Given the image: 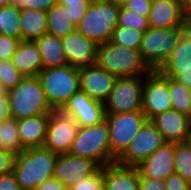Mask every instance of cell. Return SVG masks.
<instances>
[{
  "instance_id": "obj_1",
  "label": "cell",
  "mask_w": 191,
  "mask_h": 190,
  "mask_svg": "<svg viewBox=\"0 0 191 190\" xmlns=\"http://www.w3.org/2000/svg\"><path fill=\"white\" fill-rule=\"evenodd\" d=\"M58 154L44 148L24 149L15 157L14 173L22 190H35L41 183L54 177Z\"/></svg>"
},
{
  "instance_id": "obj_2",
  "label": "cell",
  "mask_w": 191,
  "mask_h": 190,
  "mask_svg": "<svg viewBox=\"0 0 191 190\" xmlns=\"http://www.w3.org/2000/svg\"><path fill=\"white\" fill-rule=\"evenodd\" d=\"M96 64L116 77L147 75L151 71L139 50L114 44L110 40L98 45Z\"/></svg>"
},
{
  "instance_id": "obj_3",
  "label": "cell",
  "mask_w": 191,
  "mask_h": 190,
  "mask_svg": "<svg viewBox=\"0 0 191 190\" xmlns=\"http://www.w3.org/2000/svg\"><path fill=\"white\" fill-rule=\"evenodd\" d=\"M37 77L54 111L61 110L69 98L81 90L79 68L69 64L42 69Z\"/></svg>"
},
{
  "instance_id": "obj_4",
  "label": "cell",
  "mask_w": 191,
  "mask_h": 190,
  "mask_svg": "<svg viewBox=\"0 0 191 190\" xmlns=\"http://www.w3.org/2000/svg\"><path fill=\"white\" fill-rule=\"evenodd\" d=\"M12 118L23 119L54 110L49 105L37 76L24 77L14 88L7 91Z\"/></svg>"
},
{
  "instance_id": "obj_5",
  "label": "cell",
  "mask_w": 191,
  "mask_h": 190,
  "mask_svg": "<svg viewBox=\"0 0 191 190\" xmlns=\"http://www.w3.org/2000/svg\"><path fill=\"white\" fill-rule=\"evenodd\" d=\"M120 7L111 0H92L76 30L98 45L111 39L118 26Z\"/></svg>"
},
{
  "instance_id": "obj_6",
  "label": "cell",
  "mask_w": 191,
  "mask_h": 190,
  "mask_svg": "<svg viewBox=\"0 0 191 190\" xmlns=\"http://www.w3.org/2000/svg\"><path fill=\"white\" fill-rule=\"evenodd\" d=\"M69 154L91 159L101 167L114 163L110 155L109 126L106 119L98 124L79 127Z\"/></svg>"
},
{
  "instance_id": "obj_7",
  "label": "cell",
  "mask_w": 191,
  "mask_h": 190,
  "mask_svg": "<svg viewBox=\"0 0 191 190\" xmlns=\"http://www.w3.org/2000/svg\"><path fill=\"white\" fill-rule=\"evenodd\" d=\"M190 23L191 20L175 29L150 27L144 32L139 52L151 70H158L166 62Z\"/></svg>"
},
{
  "instance_id": "obj_8",
  "label": "cell",
  "mask_w": 191,
  "mask_h": 190,
  "mask_svg": "<svg viewBox=\"0 0 191 190\" xmlns=\"http://www.w3.org/2000/svg\"><path fill=\"white\" fill-rule=\"evenodd\" d=\"M105 119L109 126L110 155L116 161L148 118L143 111H137L106 114Z\"/></svg>"
},
{
  "instance_id": "obj_9",
  "label": "cell",
  "mask_w": 191,
  "mask_h": 190,
  "mask_svg": "<svg viewBox=\"0 0 191 190\" xmlns=\"http://www.w3.org/2000/svg\"><path fill=\"white\" fill-rule=\"evenodd\" d=\"M144 75L117 77L107 100L105 114L142 111Z\"/></svg>"
},
{
  "instance_id": "obj_10",
  "label": "cell",
  "mask_w": 191,
  "mask_h": 190,
  "mask_svg": "<svg viewBox=\"0 0 191 190\" xmlns=\"http://www.w3.org/2000/svg\"><path fill=\"white\" fill-rule=\"evenodd\" d=\"M164 143L166 142L162 134L150 120H147L131 140L126 151L115 162L123 166L136 167Z\"/></svg>"
},
{
  "instance_id": "obj_11",
  "label": "cell",
  "mask_w": 191,
  "mask_h": 190,
  "mask_svg": "<svg viewBox=\"0 0 191 190\" xmlns=\"http://www.w3.org/2000/svg\"><path fill=\"white\" fill-rule=\"evenodd\" d=\"M172 109L168 91V76L158 70L144 75L142 111L148 120L159 113Z\"/></svg>"
},
{
  "instance_id": "obj_12",
  "label": "cell",
  "mask_w": 191,
  "mask_h": 190,
  "mask_svg": "<svg viewBox=\"0 0 191 190\" xmlns=\"http://www.w3.org/2000/svg\"><path fill=\"white\" fill-rule=\"evenodd\" d=\"M79 126L75 120L60 110L49 114L44 148L56 153H69Z\"/></svg>"
},
{
  "instance_id": "obj_13",
  "label": "cell",
  "mask_w": 191,
  "mask_h": 190,
  "mask_svg": "<svg viewBox=\"0 0 191 190\" xmlns=\"http://www.w3.org/2000/svg\"><path fill=\"white\" fill-rule=\"evenodd\" d=\"M158 71L188 87L191 82V23L184 29L180 42Z\"/></svg>"
},
{
  "instance_id": "obj_14",
  "label": "cell",
  "mask_w": 191,
  "mask_h": 190,
  "mask_svg": "<svg viewBox=\"0 0 191 190\" xmlns=\"http://www.w3.org/2000/svg\"><path fill=\"white\" fill-rule=\"evenodd\" d=\"M60 111L73 118L79 127L98 124L106 117L104 103L94 100L81 90L73 94Z\"/></svg>"
},
{
  "instance_id": "obj_15",
  "label": "cell",
  "mask_w": 191,
  "mask_h": 190,
  "mask_svg": "<svg viewBox=\"0 0 191 190\" xmlns=\"http://www.w3.org/2000/svg\"><path fill=\"white\" fill-rule=\"evenodd\" d=\"M100 167L97 162L88 158L73 156L69 153L59 154L55 164L54 178L68 189L94 174Z\"/></svg>"
},
{
  "instance_id": "obj_16",
  "label": "cell",
  "mask_w": 191,
  "mask_h": 190,
  "mask_svg": "<svg viewBox=\"0 0 191 190\" xmlns=\"http://www.w3.org/2000/svg\"><path fill=\"white\" fill-rule=\"evenodd\" d=\"M150 121L162 134L165 142L182 143L191 140V123L186 114L170 109L157 114Z\"/></svg>"
},
{
  "instance_id": "obj_17",
  "label": "cell",
  "mask_w": 191,
  "mask_h": 190,
  "mask_svg": "<svg viewBox=\"0 0 191 190\" xmlns=\"http://www.w3.org/2000/svg\"><path fill=\"white\" fill-rule=\"evenodd\" d=\"M61 43L69 65L82 68L96 63L98 44L79 31L61 37Z\"/></svg>"
},
{
  "instance_id": "obj_18",
  "label": "cell",
  "mask_w": 191,
  "mask_h": 190,
  "mask_svg": "<svg viewBox=\"0 0 191 190\" xmlns=\"http://www.w3.org/2000/svg\"><path fill=\"white\" fill-rule=\"evenodd\" d=\"M80 89L89 97L104 103L113 88L116 76L108 73L96 63L79 68Z\"/></svg>"
},
{
  "instance_id": "obj_19",
  "label": "cell",
  "mask_w": 191,
  "mask_h": 190,
  "mask_svg": "<svg viewBox=\"0 0 191 190\" xmlns=\"http://www.w3.org/2000/svg\"><path fill=\"white\" fill-rule=\"evenodd\" d=\"M148 20L150 27L175 29L190 19L182 11L179 0H152Z\"/></svg>"
},
{
  "instance_id": "obj_20",
  "label": "cell",
  "mask_w": 191,
  "mask_h": 190,
  "mask_svg": "<svg viewBox=\"0 0 191 190\" xmlns=\"http://www.w3.org/2000/svg\"><path fill=\"white\" fill-rule=\"evenodd\" d=\"M174 151L175 143L166 142L136 168L146 177L165 180L175 172Z\"/></svg>"
},
{
  "instance_id": "obj_21",
  "label": "cell",
  "mask_w": 191,
  "mask_h": 190,
  "mask_svg": "<svg viewBox=\"0 0 191 190\" xmlns=\"http://www.w3.org/2000/svg\"><path fill=\"white\" fill-rule=\"evenodd\" d=\"M49 114L17 120L19 138L24 149L43 147L46 139Z\"/></svg>"
},
{
  "instance_id": "obj_22",
  "label": "cell",
  "mask_w": 191,
  "mask_h": 190,
  "mask_svg": "<svg viewBox=\"0 0 191 190\" xmlns=\"http://www.w3.org/2000/svg\"><path fill=\"white\" fill-rule=\"evenodd\" d=\"M139 171L136 167L116 162L104 166V190H138Z\"/></svg>"
},
{
  "instance_id": "obj_23",
  "label": "cell",
  "mask_w": 191,
  "mask_h": 190,
  "mask_svg": "<svg viewBox=\"0 0 191 190\" xmlns=\"http://www.w3.org/2000/svg\"><path fill=\"white\" fill-rule=\"evenodd\" d=\"M11 61L24 77L37 76L43 69L40 51L32 40H21Z\"/></svg>"
},
{
  "instance_id": "obj_24",
  "label": "cell",
  "mask_w": 191,
  "mask_h": 190,
  "mask_svg": "<svg viewBox=\"0 0 191 190\" xmlns=\"http://www.w3.org/2000/svg\"><path fill=\"white\" fill-rule=\"evenodd\" d=\"M34 41L40 51L43 69L68 64L60 37L45 33Z\"/></svg>"
},
{
  "instance_id": "obj_25",
  "label": "cell",
  "mask_w": 191,
  "mask_h": 190,
  "mask_svg": "<svg viewBox=\"0 0 191 190\" xmlns=\"http://www.w3.org/2000/svg\"><path fill=\"white\" fill-rule=\"evenodd\" d=\"M19 21L22 40L34 41L47 33L45 11L23 9Z\"/></svg>"
},
{
  "instance_id": "obj_26",
  "label": "cell",
  "mask_w": 191,
  "mask_h": 190,
  "mask_svg": "<svg viewBox=\"0 0 191 190\" xmlns=\"http://www.w3.org/2000/svg\"><path fill=\"white\" fill-rule=\"evenodd\" d=\"M47 33L56 37H64L76 30V25L72 22L65 7L61 4L52 6L46 12Z\"/></svg>"
},
{
  "instance_id": "obj_27",
  "label": "cell",
  "mask_w": 191,
  "mask_h": 190,
  "mask_svg": "<svg viewBox=\"0 0 191 190\" xmlns=\"http://www.w3.org/2000/svg\"><path fill=\"white\" fill-rule=\"evenodd\" d=\"M0 149L13 153L20 154L24 148L22 147L17 120L9 118L0 123Z\"/></svg>"
},
{
  "instance_id": "obj_28",
  "label": "cell",
  "mask_w": 191,
  "mask_h": 190,
  "mask_svg": "<svg viewBox=\"0 0 191 190\" xmlns=\"http://www.w3.org/2000/svg\"><path fill=\"white\" fill-rule=\"evenodd\" d=\"M21 9L14 5L0 7V34L22 40Z\"/></svg>"
},
{
  "instance_id": "obj_29",
  "label": "cell",
  "mask_w": 191,
  "mask_h": 190,
  "mask_svg": "<svg viewBox=\"0 0 191 190\" xmlns=\"http://www.w3.org/2000/svg\"><path fill=\"white\" fill-rule=\"evenodd\" d=\"M168 91L172 109L189 116L191 113V93L188 87L176 79L168 77Z\"/></svg>"
},
{
  "instance_id": "obj_30",
  "label": "cell",
  "mask_w": 191,
  "mask_h": 190,
  "mask_svg": "<svg viewBox=\"0 0 191 190\" xmlns=\"http://www.w3.org/2000/svg\"><path fill=\"white\" fill-rule=\"evenodd\" d=\"M174 169L191 186V140L175 143Z\"/></svg>"
},
{
  "instance_id": "obj_31",
  "label": "cell",
  "mask_w": 191,
  "mask_h": 190,
  "mask_svg": "<svg viewBox=\"0 0 191 190\" xmlns=\"http://www.w3.org/2000/svg\"><path fill=\"white\" fill-rule=\"evenodd\" d=\"M144 32L124 26H117L113 30L110 41L132 49L139 50Z\"/></svg>"
},
{
  "instance_id": "obj_32",
  "label": "cell",
  "mask_w": 191,
  "mask_h": 190,
  "mask_svg": "<svg viewBox=\"0 0 191 190\" xmlns=\"http://www.w3.org/2000/svg\"><path fill=\"white\" fill-rule=\"evenodd\" d=\"M23 78L11 58L0 60V82L4 90L9 91L14 88Z\"/></svg>"
},
{
  "instance_id": "obj_33",
  "label": "cell",
  "mask_w": 191,
  "mask_h": 190,
  "mask_svg": "<svg viewBox=\"0 0 191 190\" xmlns=\"http://www.w3.org/2000/svg\"><path fill=\"white\" fill-rule=\"evenodd\" d=\"M118 26L129 27L142 32L150 28L148 17L140 16L123 7H120L119 10Z\"/></svg>"
},
{
  "instance_id": "obj_34",
  "label": "cell",
  "mask_w": 191,
  "mask_h": 190,
  "mask_svg": "<svg viewBox=\"0 0 191 190\" xmlns=\"http://www.w3.org/2000/svg\"><path fill=\"white\" fill-rule=\"evenodd\" d=\"M92 0H58L65 7L72 22L77 25L88 10Z\"/></svg>"
},
{
  "instance_id": "obj_35",
  "label": "cell",
  "mask_w": 191,
  "mask_h": 190,
  "mask_svg": "<svg viewBox=\"0 0 191 190\" xmlns=\"http://www.w3.org/2000/svg\"><path fill=\"white\" fill-rule=\"evenodd\" d=\"M68 190H104V166L94 174L82 179Z\"/></svg>"
},
{
  "instance_id": "obj_36",
  "label": "cell",
  "mask_w": 191,
  "mask_h": 190,
  "mask_svg": "<svg viewBox=\"0 0 191 190\" xmlns=\"http://www.w3.org/2000/svg\"><path fill=\"white\" fill-rule=\"evenodd\" d=\"M20 42L19 39L0 34V60L11 58Z\"/></svg>"
},
{
  "instance_id": "obj_37",
  "label": "cell",
  "mask_w": 191,
  "mask_h": 190,
  "mask_svg": "<svg viewBox=\"0 0 191 190\" xmlns=\"http://www.w3.org/2000/svg\"><path fill=\"white\" fill-rule=\"evenodd\" d=\"M152 0H128L123 8L143 17H149Z\"/></svg>"
},
{
  "instance_id": "obj_38",
  "label": "cell",
  "mask_w": 191,
  "mask_h": 190,
  "mask_svg": "<svg viewBox=\"0 0 191 190\" xmlns=\"http://www.w3.org/2000/svg\"><path fill=\"white\" fill-rule=\"evenodd\" d=\"M164 181L166 190H191V186L179 173L170 174Z\"/></svg>"
},
{
  "instance_id": "obj_39",
  "label": "cell",
  "mask_w": 191,
  "mask_h": 190,
  "mask_svg": "<svg viewBox=\"0 0 191 190\" xmlns=\"http://www.w3.org/2000/svg\"><path fill=\"white\" fill-rule=\"evenodd\" d=\"M138 190H166L165 181L146 177L139 172Z\"/></svg>"
},
{
  "instance_id": "obj_40",
  "label": "cell",
  "mask_w": 191,
  "mask_h": 190,
  "mask_svg": "<svg viewBox=\"0 0 191 190\" xmlns=\"http://www.w3.org/2000/svg\"><path fill=\"white\" fill-rule=\"evenodd\" d=\"M16 155L0 149V175L12 172Z\"/></svg>"
},
{
  "instance_id": "obj_41",
  "label": "cell",
  "mask_w": 191,
  "mask_h": 190,
  "mask_svg": "<svg viewBox=\"0 0 191 190\" xmlns=\"http://www.w3.org/2000/svg\"><path fill=\"white\" fill-rule=\"evenodd\" d=\"M0 190H22L13 172L0 175Z\"/></svg>"
},
{
  "instance_id": "obj_42",
  "label": "cell",
  "mask_w": 191,
  "mask_h": 190,
  "mask_svg": "<svg viewBox=\"0 0 191 190\" xmlns=\"http://www.w3.org/2000/svg\"><path fill=\"white\" fill-rule=\"evenodd\" d=\"M11 107L8 99V93L6 90H3L0 93V123L4 120L11 118Z\"/></svg>"
},
{
  "instance_id": "obj_43",
  "label": "cell",
  "mask_w": 191,
  "mask_h": 190,
  "mask_svg": "<svg viewBox=\"0 0 191 190\" xmlns=\"http://www.w3.org/2000/svg\"><path fill=\"white\" fill-rule=\"evenodd\" d=\"M58 0H27V9L47 12Z\"/></svg>"
},
{
  "instance_id": "obj_44",
  "label": "cell",
  "mask_w": 191,
  "mask_h": 190,
  "mask_svg": "<svg viewBox=\"0 0 191 190\" xmlns=\"http://www.w3.org/2000/svg\"><path fill=\"white\" fill-rule=\"evenodd\" d=\"M35 190H68L64 185H62L54 177L49 178L48 180L41 183Z\"/></svg>"
},
{
  "instance_id": "obj_45",
  "label": "cell",
  "mask_w": 191,
  "mask_h": 190,
  "mask_svg": "<svg viewBox=\"0 0 191 190\" xmlns=\"http://www.w3.org/2000/svg\"><path fill=\"white\" fill-rule=\"evenodd\" d=\"M184 14L191 20V0H179Z\"/></svg>"
},
{
  "instance_id": "obj_46",
  "label": "cell",
  "mask_w": 191,
  "mask_h": 190,
  "mask_svg": "<svg viewBox=\"0 0 191 190\" xmlns=\"http://www.w3.org/2000/svg\"><path fill=\"white\" fill-rule=\"evenodd\" d=\"M11 5L23 10L27 9V0H11Z\"/></svg>"
},
{
  "instance_id": "obj_47",
  "label": "cell",
  "mask_w": 191,
  "mask_h": 190,
  "mask_svg": "<svg viewBox=\"0 0 191 190\" xmlns=\"http://www.w3.org/2000/svg\"><path fill=\"white\" fill-rule=\"evenodd\" d=\"M113 1L117 6L119 7H123L124 4L128 1V0H111Z\"/></svg>"
},
{
  "instance_id": "obj_48",
  "label": "cell",
  "mask_w": 191,
  "mask_h": 190,
  "mask_svg": "<svg viewBox=\"0 0 191 190\" xmlns=\"http://www.w3.org/2000/svg\"><path fill=\"white\" fill-rule=\"evenodd\" d=\"M11 5V0H0V7Z\"/></svg>"
},
{
  "instance_id": "obj_49",
  "label": "cell",
  "mask_w": 191,
  "mask_h": 190,
  "mask_svg": "<svg viewBox=\"0 0 191 190\" xmlns=\"http://www.w3.org/2000/svg\"><path fill=\"white\" fill-rule=\"evenodd\" d=\"M3 90H4V89H3L2 85H1V82H0V93H1Z\"/></svg>"
},
{
  "instance_id": "obj_50",
  "label": "cell",
  "mask_w": 191,
  "mask_h": 190,
  "mask_svg": "<svg viewBox=\"0 0 191 190\" xmlns=\"http://www.w3.org/2000/svg\"><path fill=\"white\" fill-rule=\"evenodd\" d=\"M188 89H189V91H190V93H191V82H190V84L188 85Z\"/></svg>"
}]
</instances>
